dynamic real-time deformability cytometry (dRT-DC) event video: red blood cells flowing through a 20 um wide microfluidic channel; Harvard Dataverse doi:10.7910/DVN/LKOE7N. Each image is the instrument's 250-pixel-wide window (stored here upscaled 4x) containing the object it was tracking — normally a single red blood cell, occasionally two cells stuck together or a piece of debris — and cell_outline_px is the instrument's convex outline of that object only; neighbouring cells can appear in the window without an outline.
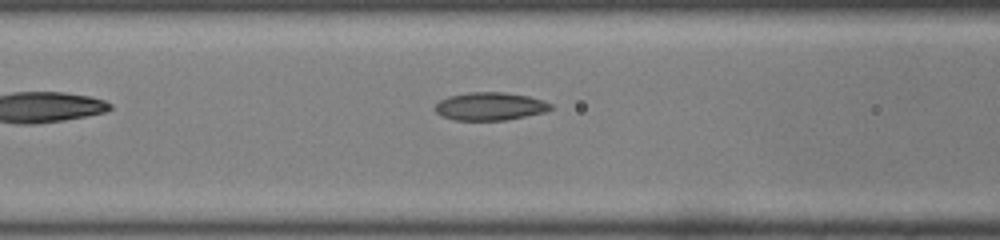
{"species": "common noctule bat (a hibernating species)", "species_latin": "Nyctalus noctula", "temperature_condition": "room temperature", "stored_images_in_passage": 9, "camera_frame_rate_fps": 3000, "um_per_image_px": 0.085, "animal": {"sex": "male", "body_mass_g": 19.0, "forearm_length_mm": 50.8}, "frame": {"image": 1, "passage_image": 7, "time_ms": 2.0, "image_size_px": [1000, 240], "cell_outline_px": [[552, 108], [544, 112], [504, 120], [456, 120], [440, 116], [432, 108], [440, 100], [448, 96], [468, 92], [504, 92], [528, 96], [544, 100], [552, 104]], "centroid_in_image_um": [41.61, 9.03], "position_along_channel_um": 125.0, "area_um2": 18.9}}